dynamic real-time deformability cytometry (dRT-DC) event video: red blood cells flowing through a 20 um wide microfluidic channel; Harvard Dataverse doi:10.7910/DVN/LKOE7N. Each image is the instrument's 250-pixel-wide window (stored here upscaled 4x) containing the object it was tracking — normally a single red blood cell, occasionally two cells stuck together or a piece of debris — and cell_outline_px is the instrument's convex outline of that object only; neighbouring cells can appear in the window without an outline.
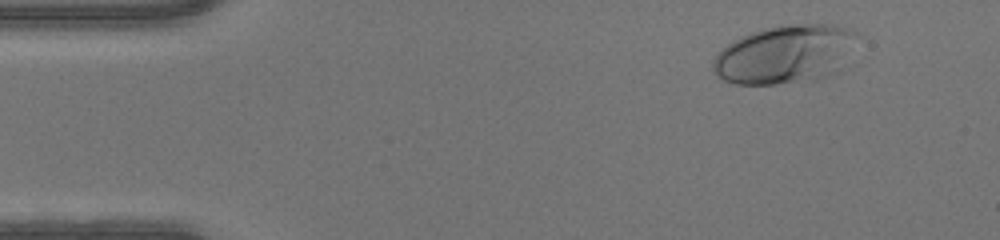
{"species": "human", "species_latin": "Homo sapiens", "temperature_condition": "warm", "stored_images_in_passage": 46, "camera_frame_rate_fps": 3000, "um_per_image_px": 0.085, "donor": {"sex": "male"}, "frame": {"image": 1, "passage_image": 4, "time_ms": 1.0, "image_size_px": [1000, 240], "cell_outline_px": [[860, 36], [836, 72], [816, 80], [776, 84], [736, 84], [724, 80], [716, 76], [712, 68], [712, 60], [728, 44], [752, 32], [764, 28], [792, 24], [832, 24], [848, 28]], "centroid_in_image_um": [66.73, 4.62], "position_along_channel_um": 18.3, "area_um2": 48.84}}
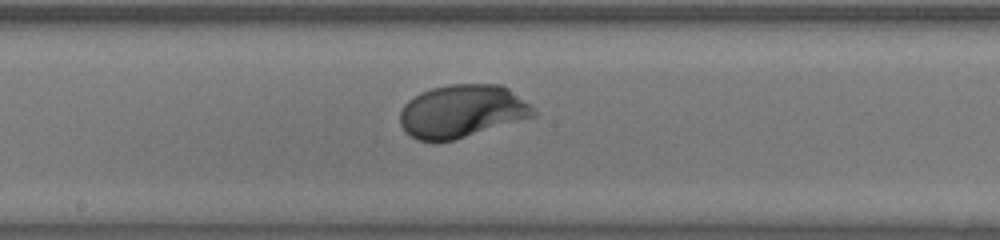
{"frame": {"image": 2, "passage_image": 24, "time_ms": 7.667, "image_size_px": [1000, 240], "cell_outline_px": [[540, 112], [536, 116], [452, 140], [436, 144], [416, 140], [404, 132], [400, 124], [400, 112], [404, 104], [408, 100], [420, 92], [432, 88], [448, 84], [504, 84], [532, 104]], "centroid_in_image_um": [39.28, 9.46], "position_along_channel_um": 208.9, "area_um2": 42.02}}
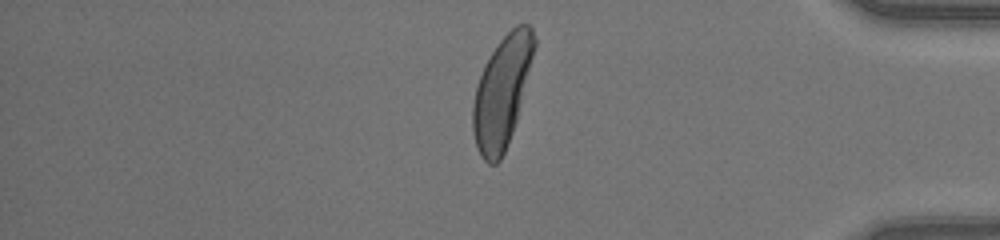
{"frame": {"image": 3, "passage_image": 39, "time_ms": 12.667, "image_size_px": [1000, 240], "cell_outline_px": [[536, 44], [516, 120], [512, 132], [504, 152], [500, 160], [496, 164], [488, 164], [480, 156], [476, 148], [472, 132], [472, 104], [476, 84], [484, 64], [500, 40], [516, 24], [528, 24], [532, 28], [536, 40]], "centroid_in_image_um": [42.63, 7.83], "position_along_channel_um": 392.6, "area_um2": 39.54}}